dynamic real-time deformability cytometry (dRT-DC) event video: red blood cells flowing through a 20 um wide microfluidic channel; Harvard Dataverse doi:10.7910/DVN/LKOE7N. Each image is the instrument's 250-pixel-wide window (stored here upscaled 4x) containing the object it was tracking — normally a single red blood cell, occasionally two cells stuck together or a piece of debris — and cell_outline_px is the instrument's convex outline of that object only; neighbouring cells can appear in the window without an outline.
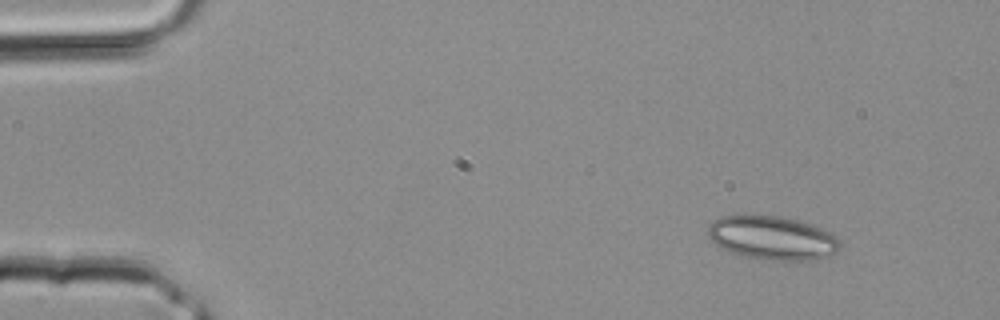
{"species": "common noctule bat (a hibernating species)", "species_latin": "Nyctalus noctula", "temperature_condition": "room temperature", "stored_images_in_passage": 3, "camera_frame_rate_fps": 3000, "um_per_image_px": 0.085, "animal": {"sex": "male", "body_mass_g": 20.4}, "frame": {"image": 1, "passage_image": 1, "time_ms": 0.0, "image_size_px": [1000, 320], "cell_outline_px": [[840, 248], [836, 252], [828, 256], [808, 260], [772, 260], [740, 256], [720, 248], [708, 236], [708, 224], [712, 220], [720, 216], [780, 216], [800, 220], [812, 224], [836, 236], [840, 240]], "centroid_in_image_um": [65.63, 20.22], "position_along_channel_um": 19.4, "area_um2": 33.7}}